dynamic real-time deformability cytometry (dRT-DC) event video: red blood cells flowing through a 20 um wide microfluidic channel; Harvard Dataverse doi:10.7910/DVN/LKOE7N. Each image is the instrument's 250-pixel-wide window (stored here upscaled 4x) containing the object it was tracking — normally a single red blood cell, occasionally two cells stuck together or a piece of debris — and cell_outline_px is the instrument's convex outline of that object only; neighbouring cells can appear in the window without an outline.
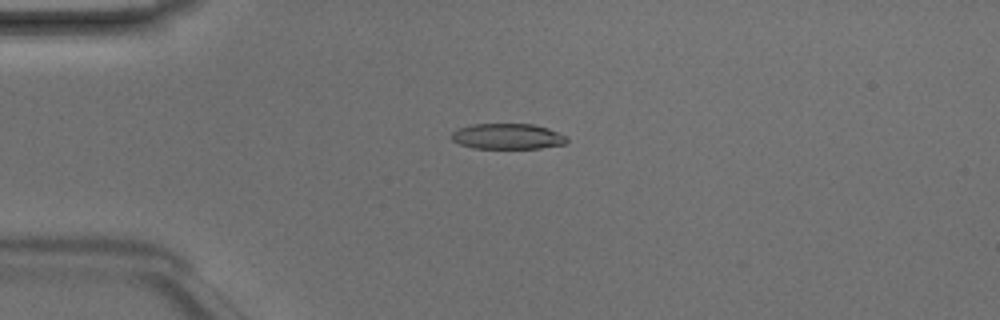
{"species": "Egyptian fruit bat (a non-hibernating species)", "species_latin": "Rousettus aegyptiacus", "temperature_condition": "room temperature", "stored_images_in_passage": 48, "camera_frame_rate_fps": 3000, "um_per_image_px": 0.085, "animal": {"sex": "male"}, "frame": {"image": 1, "passage_image": 12, "time_ms": 3.667, "image_size_px": [1000, 320], "cell_outline_px": [[568, 140], [564, 144], [540, 148], [472, 148], [460, 144], [452, 140], [452, 132], [460, 128], [472, 124], [532, 124], [548, 128], [568, 136]], "centroid_in_image_um": [43.17, 11.59], "position_along_channel_um": 41.8, "area_um2": 17.17}}
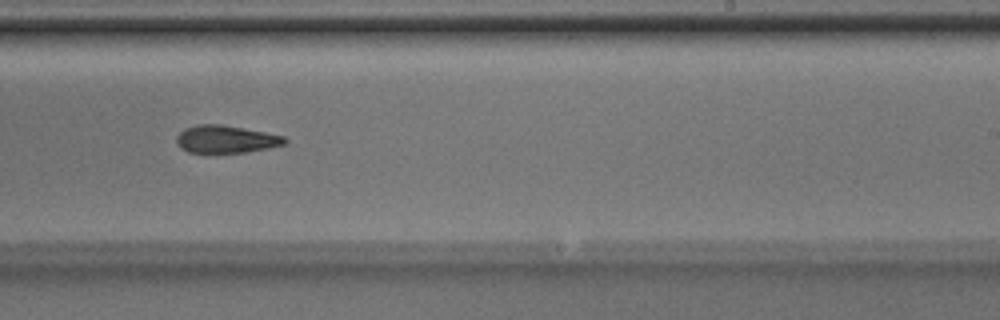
{"frame": {"image": 2, "passage_image": 30, "time_ms": 9.667, "image_size_px": [1000, 320], "cell_outline_px": [[288, 140], [284, 144], [268, 148], [244, 152], [188, 152], [180, 148], [176, 140], [176, 136], [184, 128], [196, 124], [220, 124], [264, 132], [284, 136]], "centroid_in_image_um": [19.17, 11.82], "position_along_channel_um": 269.8, "area_um2": 17.22}}
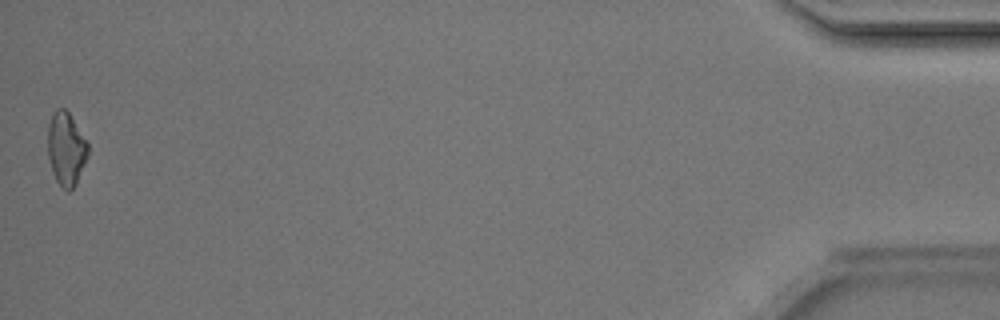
{"frame": {"image": 3, "passage_image": 48, "time_ms": 15.667, "image_size_px": [1000, 320], "cell_outline_px": [[88, 156], [76, 184], [68, 192], [56, 180], [52, 172], [48, 156], [48, 124], [56, 108], [64, 108], [68, 112], [88, 144]], "centroid_in_image_um": [5.61, 12.66], "position_along_channel_um": 429.6, "area_um2": 16.94}, "authors_computed_cell_mechanics": {"area_um2": 17.8891, "velocity_mm_per_s": 4.2312, "shape_relaxation_time_tau1_ms": 5.4274, "shape_relaxation_time_tau2_ms": 5.6605, "deformation_change_tau1": 0.1507, "deformation_change_tau2": 0.1747}}